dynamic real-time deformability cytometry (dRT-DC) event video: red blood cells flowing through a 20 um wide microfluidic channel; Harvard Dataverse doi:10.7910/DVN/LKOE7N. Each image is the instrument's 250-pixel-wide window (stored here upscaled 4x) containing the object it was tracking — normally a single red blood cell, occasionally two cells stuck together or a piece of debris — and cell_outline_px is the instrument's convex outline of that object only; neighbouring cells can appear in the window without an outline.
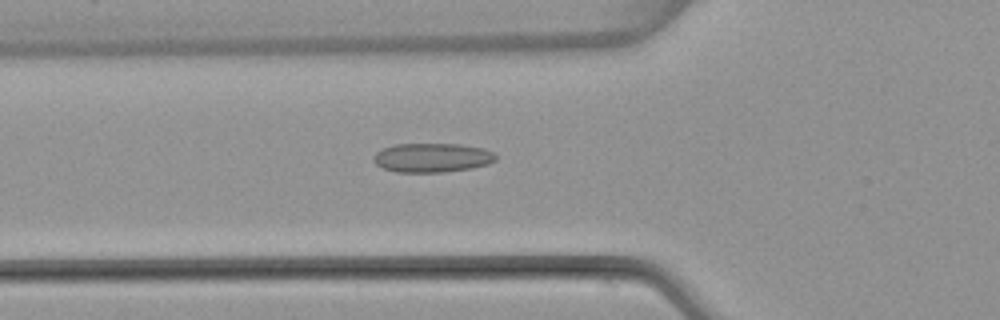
{"species": "common noctule bat (a hibernating species)", "species_latin": "Nyctalus noctula", "temperature_condition": "warm", "stored_images_in_passage": 36, "camera_frame_rate_fps": 3000, "um_per_image_px": 0.085, "animal": {"sex": "female", "body_mass_g": 22.7, "forearm_length_mm": 54.2}, "frame": {"image": 1, "passage_image": 3, "time_ms": 0.667, "image_size_px": [1000, 320], "cell_outline_px": [[496, 160], [488, 164], [472, 168], [444, 172], [396, 172], [384, 168], [376, 164], [372, 160], [372, 156], [376, 152], [384, 148], [396, 144], [460, 144], [484, 148], [496, 152]], "centroid_in_image_um": [36.75, 13.4], "position_along_channel_um": 89.0, "area_um2": 20.92}}
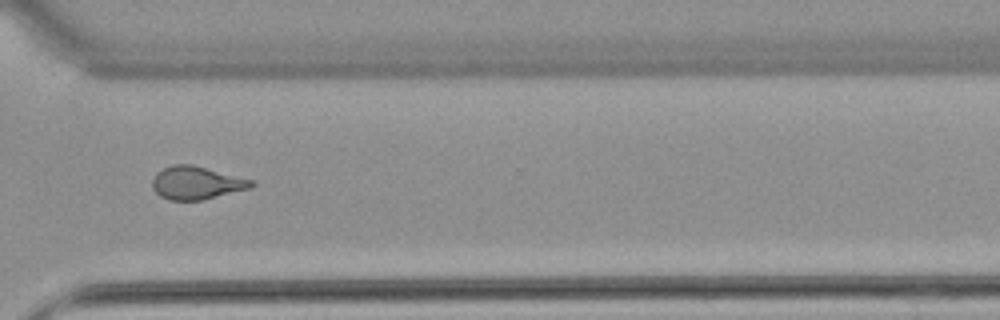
{"frame": {"image": 2, "passage_image": 23, "time_ms": 7.333, "image_size_px": [1000, 320], "cell_outline_px": [[256, 184], [252, 188], [204, 200], [168, 200], [160, 196], [152, 188], [152, 180], [156, 172], [172, 164], [192, 164], [252, 180]], "centroid_in_image_um": [16.7, 15.55], "position_along_channel_um": 353.9, "area_um2": 19.19}}
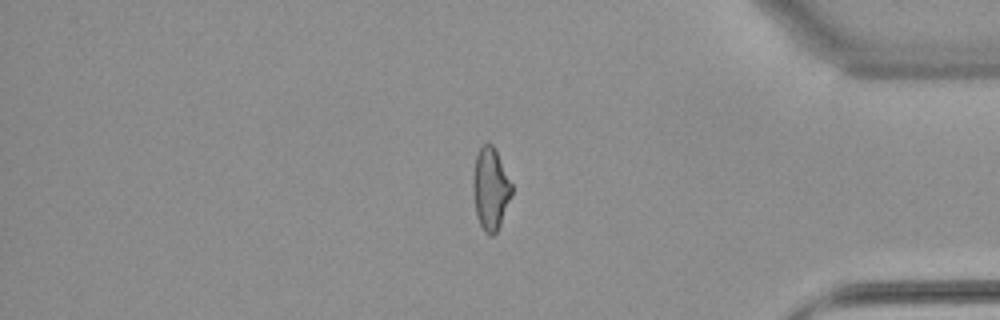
{"frame": {"image": 3, "passage_image": 28, "time_ms": 9.0, "image_size_px": [1000, 320], "cell_outline_px": [[512, 196], [500, 224], [496, 232], [492, 236], [488, 236], [484, 232], [476, 216], [472, 188], [476, 156], [480, 148], [484, 144], [492, 144], [496, 148], [512, 184]], "centroid_in_image_um": [41.7, 16.06], "position_along_channel_um": 393.5, "area_um2": 18.61}, "authors_computed_cell_mechanics": {"area_um2": 19.0451, "velocity_mm_per_s": 3.9624, "shape_relaxation_time_tau1_ms": null, "shape_relaxation_time_tau2_ms": 1.6085, "deformation_change_tau1": null, "deformation_change_tau2": 0.0995}}